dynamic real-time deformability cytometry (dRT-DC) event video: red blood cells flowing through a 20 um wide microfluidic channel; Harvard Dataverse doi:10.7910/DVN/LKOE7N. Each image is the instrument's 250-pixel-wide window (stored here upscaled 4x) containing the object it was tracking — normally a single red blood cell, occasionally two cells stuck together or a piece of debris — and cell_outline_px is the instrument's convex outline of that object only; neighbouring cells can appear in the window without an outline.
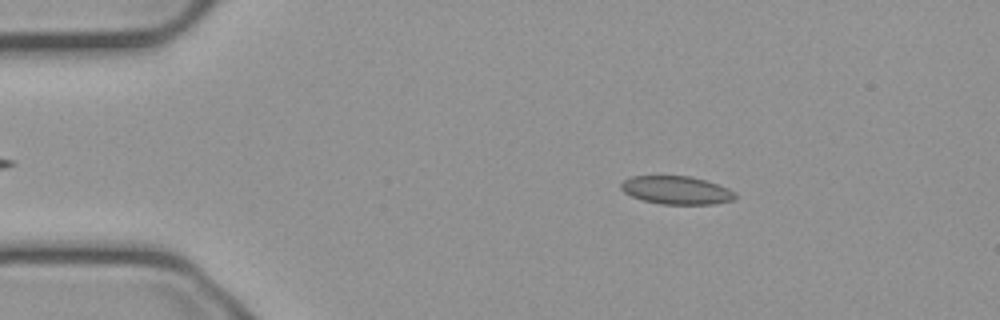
{"species": "common noctule bat (a hibernating species)", "species_latin": "Nyctalus noctula", "temperature_condition": "cold", "stored_images_in_passage": 45, "camera_frame_rate_fps": 3000, "um_per_image_px": 0.085, "animal": {"sex": "male", "body_mass_g": 23.1, "forearm_length_mm": 52.7}, "frame": {"image": 1, "passage_image": 8, "time_ms": 2.333, "image_size_px": [1000, 320], "cell_outline_px": [[736, 196], [732, 200], [712, 204], [660, 204], [644, 200], [632, 196], [624, 192], [620, 188], [620, 184], [624, 180], [632, 176], [692, 176], [728, 188], [736, 192]], "centroid_in_image_um": [57.49, 16.16], "position_along_channel_um": 27.5, "area_um2": 18.61}}
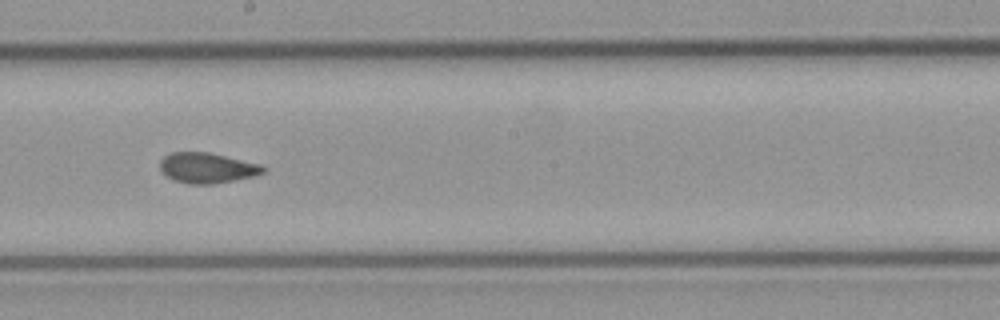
{"frame": {"image": 2, "passage_image": 29, "time_ms": 9.333, "image_size_px": [1000, 320], "cell_outline_px": [[268, 168], [264, 172], [252, 176], [236, 180], [212, 184], [188, 184], [172, 180], [160, 168], [160, 160], [164, 156], [172, 152], [208, 152], [260, 164]], "centroid_in_image_um": [17.6, 14.27], "position_along_channel_um": 230.6, "area_um2": 18.21}}
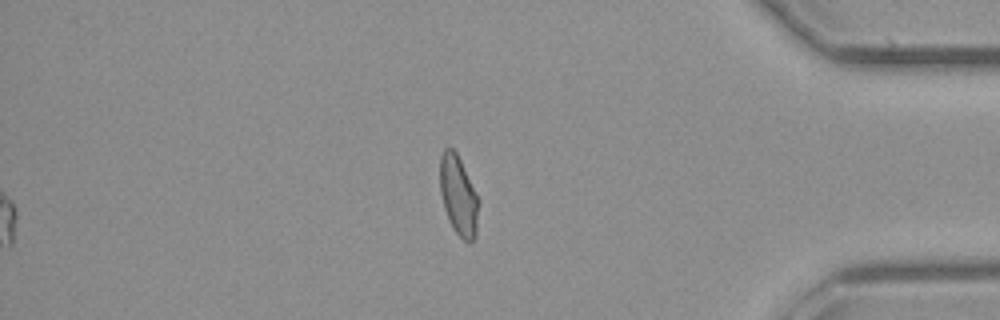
{"frame": {"image": 3, "passage_image": 45, "time_ms": 14.667, "image_size_px": [1000, 320], "cell_outline_px": [[480, 200], [476, 236], [472, 244], [468, 244], [452, 228], [444, 208], [440, 192], [440, 156], [444, 148], [452, 148], [456, 152]], "centroid_in_image_um": [38.99, 16.67], "position_along_channel_um": 396.2, "area_um2": 18.15}, "authors_computed_cell_mechanics": {"area_um2": 18.5538, "velocity_mm_per_s": 3.7497, "shape_relaxation_time_tau1_ms": 10.6272, "shape_relaxation_time_tau2_ms": 1.3403, "deformation_change_tau1": 0.1796, "deformation_change_tau2": 0.0615}}